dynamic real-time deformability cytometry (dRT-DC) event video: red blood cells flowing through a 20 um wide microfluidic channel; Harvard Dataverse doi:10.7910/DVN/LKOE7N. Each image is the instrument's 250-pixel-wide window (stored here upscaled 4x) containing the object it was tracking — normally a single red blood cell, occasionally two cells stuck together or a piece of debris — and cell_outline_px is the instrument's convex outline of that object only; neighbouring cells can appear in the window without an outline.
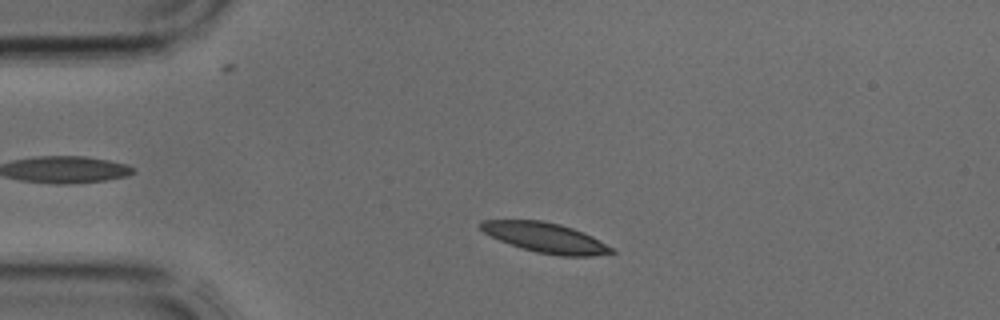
{"species": "common noctule bat (a hibernating species)", "species_latin": "Nyctalus noctula", "temperature_condition": "cold", "stored_images_in_passage": 36, "camera_frame_rate_fps": 3000, "um_per_image_px": 0.085, "animal": {"sex": "male", "body_mass_g": 17.9, "forearm_length_mm": 54.2}, "frame": {"image": 1, "passage_image": 5, "time_ms": 1.333, "image_size_px": [1000, 320], "cell_outline_px": [[616, 252], [592, 256], [560, 256], [536, 252], [500, 240], [484, 232], [480, 228], [480, 220], [540, 220], [560, 224], [584, 232], [592, 236], [612, 248]], "centroid_in_image_um": [46.38, 20.2], "position_along_channel_um": 38.6, "area_um2": 22.48}}
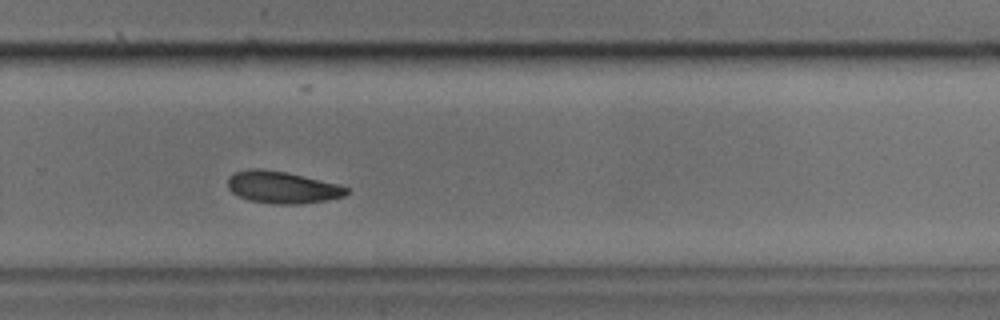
{"frame": {"image": 2, "passage_image": 23, "time_ms": 7.333, "image_size_px": [1000, 320], "cell_outline_px": [[348, 192], [344, 196], [328, 200], [300, 204], [272, 204], [248, 200], [232, 192], [228, 188], [228, 176], [236, 172], [252, 168], [260, 168], [288, 172], [340, 184], [348, 188]], "centroid_in_image_um": [24.01, 15.92], "position_along_channel_um": 305.8, "area_um2": 22.37}}
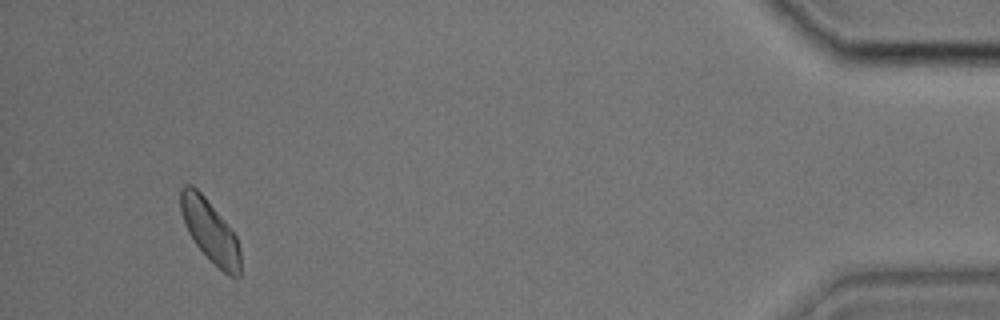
{"frame": {"image": 3, "passage_image": 34, "time_ms": 11.0, "image_size_px": [1000, 320], "cell_outline_px": [[240, 276], [228, 276], [196, 244], [188, 232], [180, 212], [180, 188], [184, 184], [192, 184], [204, 196], [224, 220], [236, 236], [240, 248]], "centroid_in_image_um": [17.84, 19.59], "position_along_channel_um": 417.4, "area_um2": 21.33}}